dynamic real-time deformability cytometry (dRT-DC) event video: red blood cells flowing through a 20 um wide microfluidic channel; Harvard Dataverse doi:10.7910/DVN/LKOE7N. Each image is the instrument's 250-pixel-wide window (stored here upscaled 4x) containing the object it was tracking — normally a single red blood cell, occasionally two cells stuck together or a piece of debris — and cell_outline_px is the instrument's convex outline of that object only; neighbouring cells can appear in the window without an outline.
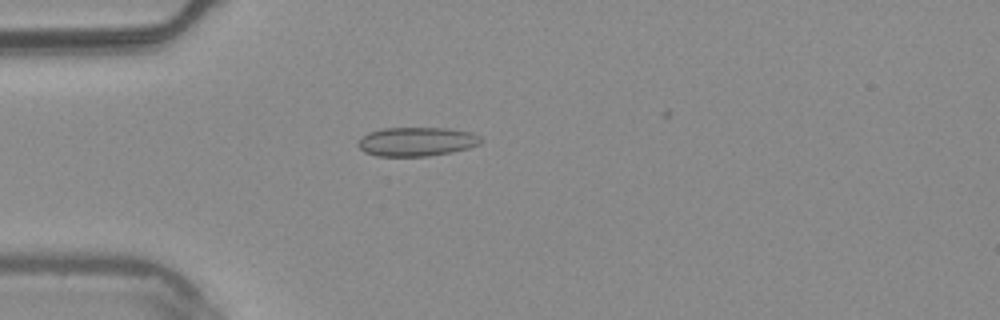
{"species": "common noctule bat (a hibernating species)", "species_latin": "Nyctalus noctula", "temperature_condition": "warm", "stored_images_in_passage": 6, "camera_frame_rate_fps": 3000, "um_per_image_px": 0.085, "animal": {"sex": "male", "body_mass_g": 20.4}, "frame": {"image": 1, "passage_image": 5, "time_ms": 1.333, "image_size_px": [1000, 320], "cell_outline_px": [[484, 140], [480, 144], [468, 148], [452, 152], [428, 156], [376, 156], [364, 152], [356, 144], [368, 132], [384, 128], [448, 128], [472, 132], [480, 136]], "centroid_in_image_um": [35.45, 12.04], "position_along_channel_um": 49.6, "area_um2": 20.87}}